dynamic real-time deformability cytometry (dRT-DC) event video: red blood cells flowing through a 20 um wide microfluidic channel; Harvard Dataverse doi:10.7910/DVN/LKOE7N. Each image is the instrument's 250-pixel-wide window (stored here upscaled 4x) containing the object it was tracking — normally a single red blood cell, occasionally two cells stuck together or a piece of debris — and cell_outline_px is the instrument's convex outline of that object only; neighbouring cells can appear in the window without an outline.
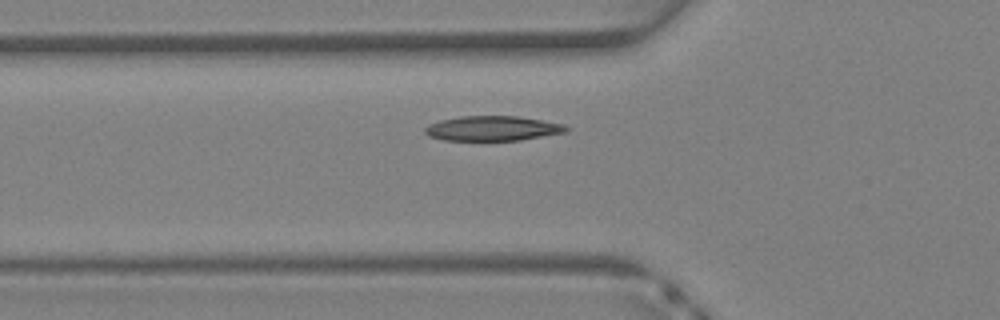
{"species": "Egyptian fruit bat (a non-hibernating species)", "species_latin": "Rousettus aegyptiacus", "temperature_condition": "warm", "stored_images_in_passage": 29, "camera_frame_rate_fps": 3000, "um_per_image_px": 0.085, "animal": {"sex": "female"}, "frame": {"image": 1, "passage_image": 5, "time_ms": 1.333, "image_size_px": [1000, 320], "cell_outline_px": [[568, 132], [520, 140], [444, 140], [428, 136], [424, 132], [424, 128], [428, 124], [440, 120], [460, 116], [520, 116], [564, 124], [568, 128]], "centroid_in_image_um": [41.86, 10.91], "position_along_channel_um": 83.9, "area_um2": 20.52}}
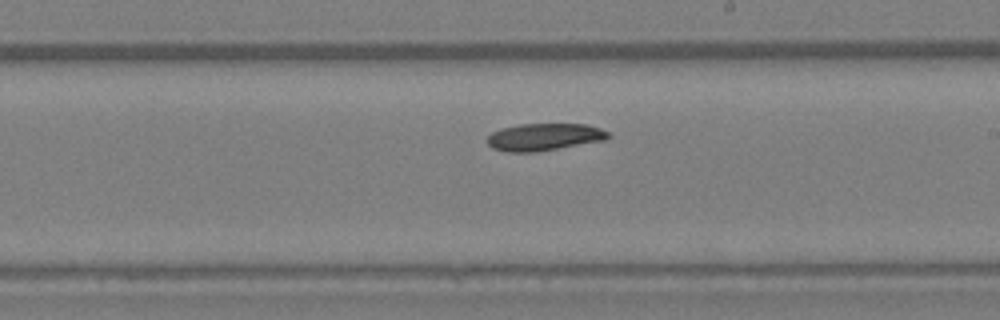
{"frame": {"image": 2, "passage_image": 14, "time_ms": 4.333, "image_size_px": [1000, 320], "cell_outline_px": [[612, 136], [608, 140], [536, 152], [508, 152], [492, 148], [488, 144], [488, 136], [492, 132], [504, 128], [520, 124], [584, 124], [600, 128], [608, 132]], "centroid_in_image_um": [46.31, 11.65], "position_along_channel_um": 242.7, "area_um2": 19.25}}
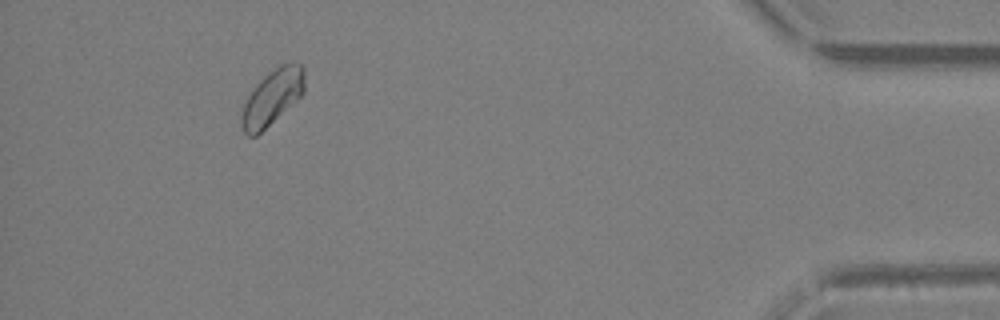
{"frame": {"image": 3, "passage_image": 27, "time_ms": 8.667, "image_size_px": [1000, 320], "cell_outline_px": [[304, 92], [296, 100], [256, 136], [248, 136], [244, 132], [240, 124], [240, 116], [244, 100], [256, 84], [268, 72], [280, 64], [300, 64], [304, 68]], "centroid_in_image_um": [23.09, 8.28], "position_along_channel_um": 412.1, "area_um2": 20.17}}